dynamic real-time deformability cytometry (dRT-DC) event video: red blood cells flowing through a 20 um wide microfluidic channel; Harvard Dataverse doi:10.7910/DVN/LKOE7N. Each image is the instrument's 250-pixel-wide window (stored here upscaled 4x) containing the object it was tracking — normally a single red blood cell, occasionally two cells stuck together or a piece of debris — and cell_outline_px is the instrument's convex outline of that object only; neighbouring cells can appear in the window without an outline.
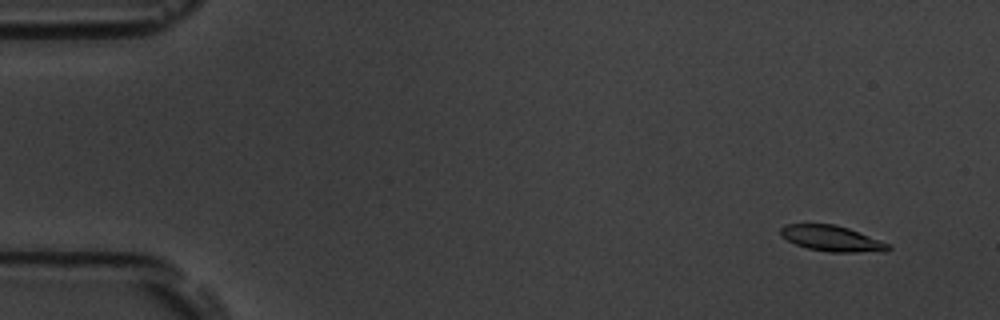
{"species": "common noctule bat (a hibernating species)", "species_latin": "Nyctalus noctula", "temperature_condition": "room temperature", "stored_images_in_passage": 58, "camera_frame_rate_fps": 3000, "um_per_image_px": 0.085, "animal": {"sex": "male", "body_mass_g": 19.5, "forearm_length_mm": 54.6}, "frame": {"image": 1, "passage_image": 5, "time_ms": 1.333, "image_size_px": [1000, 320], "cell_outline_px": [[892, 248], [888, 252], [828, 252], [808, 248], [796, 244], [780, 236], [780, 228], [784, 224], [836, 224], [848, 228], [888, 244]], "centroid_in_image_um": [70.69, 20.28], "position_along_channel_um": 14.3, "area_um2": 16.07}}
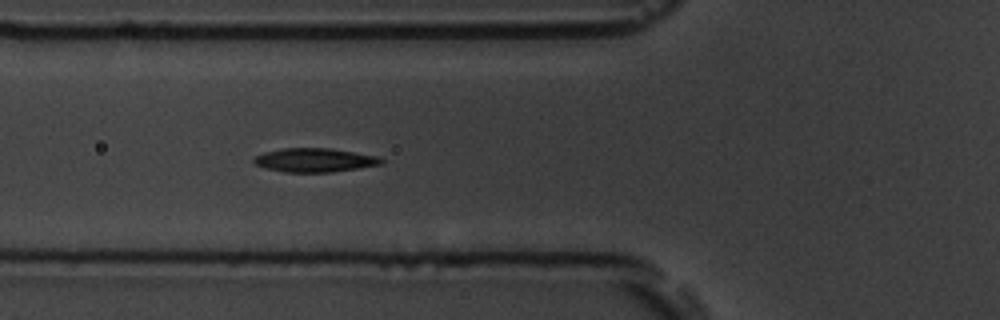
{"frame": {"image": 2, "passage_image": 22, "time_ms": 7.0, "image_size_px": [1000, 320], "cell_outline_px": [[384, 164], [332, 172], [284, 172], [264, 168], [256, 164], [252, 160], [256, 156], [264, 152], [284, 148], [328, 148], [376, 156], [384, 160]], "centroid_in_image_um": [26.73, 13.61], "position_along_channel_um": 99.1, "area_um2": 17.57}}
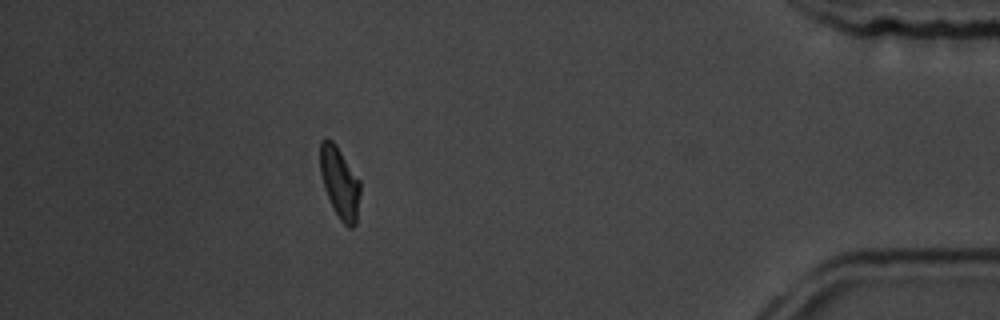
{"frame": {"image": 3, "passage_image": 52, "time_ms": 17.0, "image_size_px": [1000, 320], "cell_outline_px": [[360, 192], [356, 224], [352, 228], [348, 228], [340, 220], [324, 188], [320, 172], [320, 140], [324, 136], [328, 136], [336, 144], [360, 180]], "centroid_in_image_um": [28.87, 15.47], "position_along_channel_um": 406.3, "area_um2": 16.76}, "authors_computed_cell_mechanics": {"area_um2": 17.0221, "velocity_mm_per_s": 3.5714, "shape_relaxation_time_tau1_ms": 3.4262, "shape_relaxation_time_tau2_ms": 3.2805, "deformation_change_tau1": 0.1332, "deformation_change_tau2": 0.0691}}